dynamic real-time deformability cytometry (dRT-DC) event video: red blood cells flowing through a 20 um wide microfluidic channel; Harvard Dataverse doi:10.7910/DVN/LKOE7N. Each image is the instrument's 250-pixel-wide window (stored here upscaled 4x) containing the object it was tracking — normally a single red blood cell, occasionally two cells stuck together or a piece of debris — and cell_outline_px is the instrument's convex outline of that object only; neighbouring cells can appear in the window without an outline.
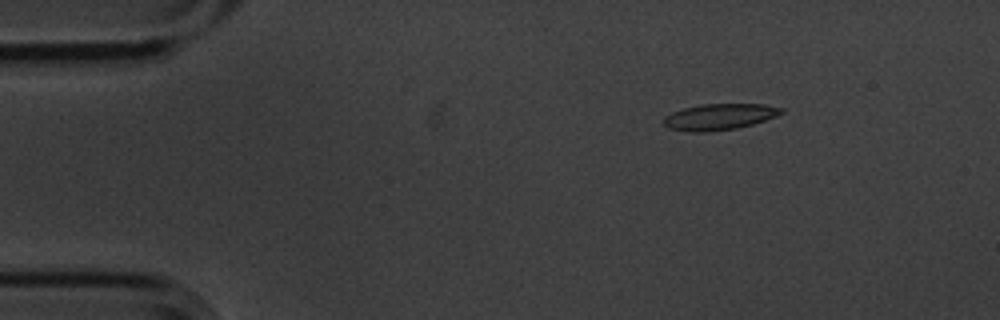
{"species": "common noctule bat (a hibernating species)", "species_latin": "Nyctalus noctula", "temperature_condition": "cold", "stored_images_in_passage": 4, "camera_frame_rate_fps": 3000, "um_per_image_px": 0.085, "animal": {"sex": "male", "body_mass_g": 20.1, "forearm_length_mm": 53.5}, "frame": {"image": 1, "passage_image": 1, "time_ms": 0.0, "image_size_px": [1000, 320], "cell_outline_px": [[784, 112], [776, 116], [752, 124], [736, 128], [704, 132], [688, 132], [668, 128], [664, 124], [664, 116], [672, 112], [684, 108], [700, 104], [764, 104], [784, 108]], "centroid_in_image_um": [61.13, 9.92], "position_along_channel_um": 23.9, "area_um2": 17.92}}